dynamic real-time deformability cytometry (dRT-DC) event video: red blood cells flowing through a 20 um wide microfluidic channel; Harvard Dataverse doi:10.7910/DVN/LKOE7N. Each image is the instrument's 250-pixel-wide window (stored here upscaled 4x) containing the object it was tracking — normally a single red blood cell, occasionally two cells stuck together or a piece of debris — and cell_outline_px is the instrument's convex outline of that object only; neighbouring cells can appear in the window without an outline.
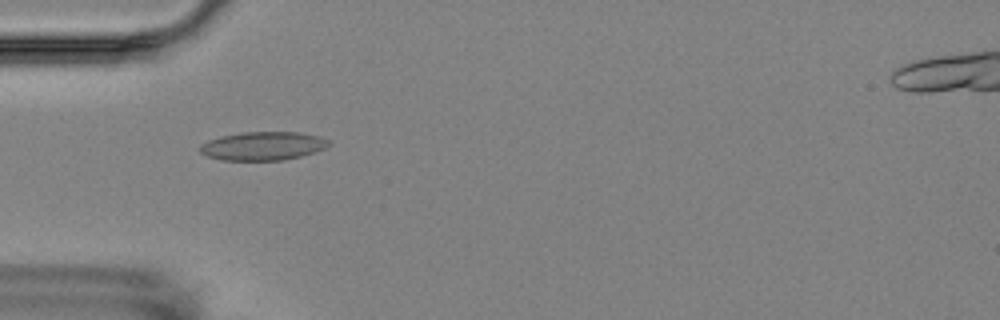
{"species": "Egyptian fruit bat (a non-hibernating species)", "species_latin": "Rousettus aegyptiacus", "temperature_condition": "room temperature", "stored_images_in_passage": 6, "camera_frame_rate_fps": 3000, "um_per_image_px": 0.085, "animal": {"sex": "female"}, "frame": {"image": 1, "passage_image": 3, "time_ms": 2.333, "image_size_px": [1000, 320], "cell_outline_px": [[332, 144], [316, 152], [284, 160], [220, 160], [208, 156], [200, 152], [200, 144], [208, 140], [220, 136], [240, 132], [300, 132], [320, 136], [332, 140]], "centroid_in_image_um": [22.38, 12.4], "position_along_channel_um": 62.6, "area_um2": 21.68}}
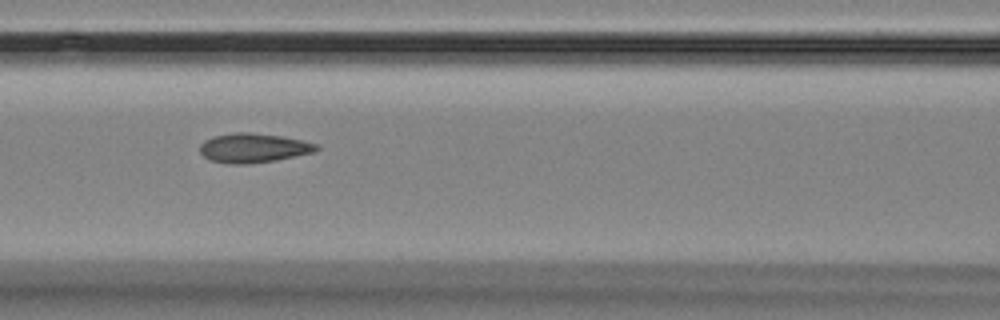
{"frame": {"image": 2, "passage_image": 5, "time_ms": 4.667, "image_size_px": [1000, 320], "cell_outline_px": [[320, 148], [316, 152], [276, 160], [248, 164], [228, 164], [208, 160], [200, 152], [200, 144], [204, 140], [212, 136], [236, 132], [248, 132], [284, 136], [320, 144]], "centroid_in_image_um": [21.56, 12.57], "position_along_channel_um": 145.0, "area_um2": 20.29}}
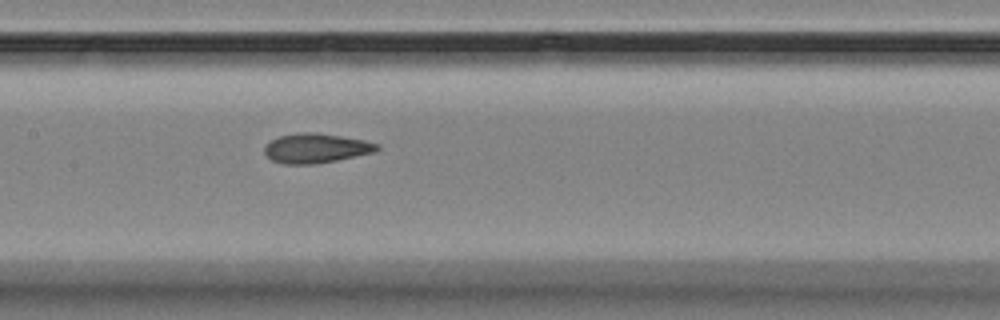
{"frame": {"image": 3, "passage_image": 6, "time_ms": 5.667, "image_size_px": [1000, 320], "cell_outline_px": [[380, 148], [376, 152], [316, 164], [284, 164], [272, 160], [264, 152], [264, 148], [272, 140], [280, 136], [296, 132], [316, 132], [364, 140], [380, 144]], "centroid_in_image_um": [26.89, 12.59], "position_along_channel_um": 180.5, "area_um2": 19.36}}